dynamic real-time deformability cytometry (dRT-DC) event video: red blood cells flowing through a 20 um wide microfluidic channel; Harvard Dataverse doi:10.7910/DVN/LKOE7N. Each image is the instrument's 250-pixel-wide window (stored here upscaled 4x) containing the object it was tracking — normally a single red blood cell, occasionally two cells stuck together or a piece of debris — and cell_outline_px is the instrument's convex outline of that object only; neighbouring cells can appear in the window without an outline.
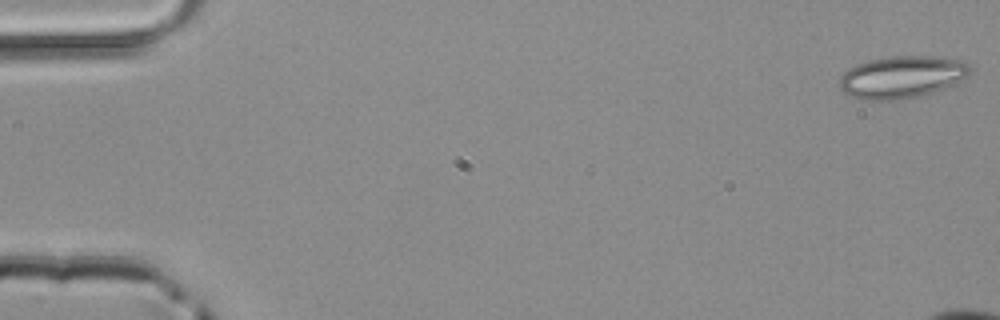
{"species": "common noctule bat (a hibernating species)", "species_latin": "Nyctalus noctula", "temperature_condition": "room temperature", "stored_images_in_passage": 10, "camera_frame_rate_fps": 3000, "um_per_image_px": 0.085, "animal": {"sex": "male", "body_mass_g": 20.4}, "frame": {"image": 1, "passage_image": 1, "time_ms": 0.0, "image_size_px": [1000, 320], "cell_outline_px": [[972, 72], [968, 76], [944, 88], [932, 92], [916, 96], [888, 100], [868, 100], [852, 96], [844, 92], [840, 88], [840, 76], [848, 68], [856, 64], [868, 60], [892, 56], [932, 56], [964, 60], [972, 68]], "centroid_in_image_um": [76.67, 6.52], "position_along_channel_um": 8.3, "area_um2": 31.96}}